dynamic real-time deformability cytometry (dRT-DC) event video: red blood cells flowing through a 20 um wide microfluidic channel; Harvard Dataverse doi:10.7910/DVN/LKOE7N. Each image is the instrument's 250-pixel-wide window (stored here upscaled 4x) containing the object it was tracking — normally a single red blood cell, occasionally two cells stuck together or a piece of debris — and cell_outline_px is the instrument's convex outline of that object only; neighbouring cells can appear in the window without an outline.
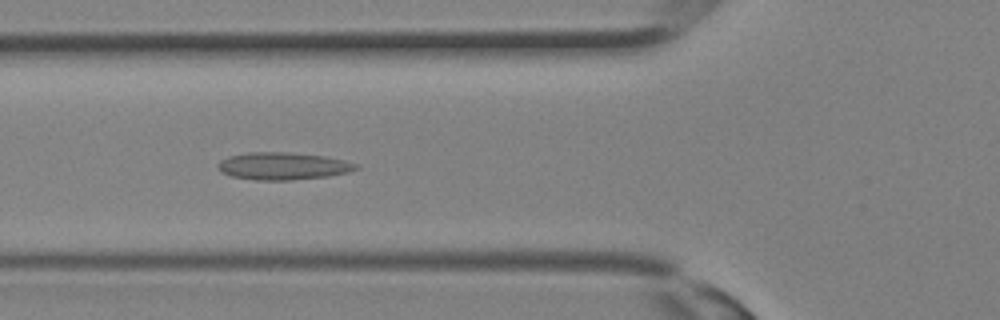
{"species": "Egyptian fruit bat (a non-hibernating species)", "species_latin": "Rousettus aegyptiacus", "temperature_condition": "room temperature", "stored_images_in_passage": 22, "camera_frame_rate_fps": 3000, "um_per_image_px": 0.085, "animal": {"sex": "female"}, "frame": {"image": 1, "passage_image": 3, "time_ms": 0.667, "image_size_px": [1000, 320], "cell_outline_px": [[360, 168], [348, 172], [328, 176], [292, 180], [252, 180], [232, 176], [220, 172], [216, 164], [220, 160], [228, 156], [248, 152], [288, 152], [324, 156], [344, 160], [360, 164]], "centroid_in_image_um": [24.04, 14.11], "position_along_channel_um": 101.8, "area_um2": 22.25}}
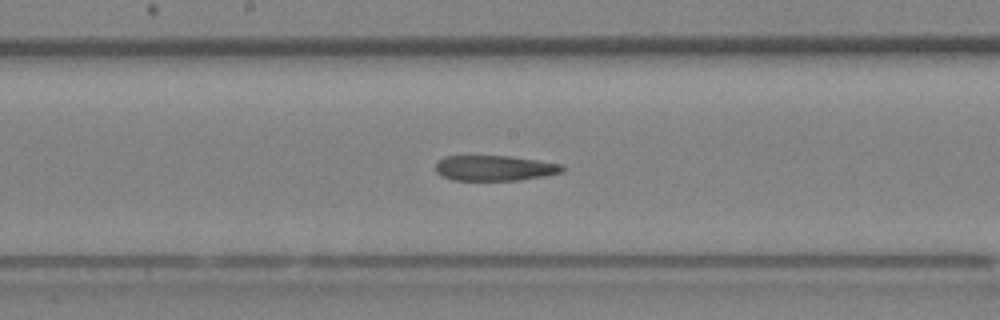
{"frame": {"image": 2, "passage_image": 8, "time_ms": 2.333, "image_size_px": [1000, 320], "cell_outline_px": [[568, 168], [564, 172], [544, 176], [520, 180], [452, 180], [440, 176], [436, 172], [436, 164], [444, 156], [512, 156], [564, 164]], "centroid_in_image_um": [42.11, 14.29], "position_along_channel_um": 206.1, "area_um2": 19.02}}
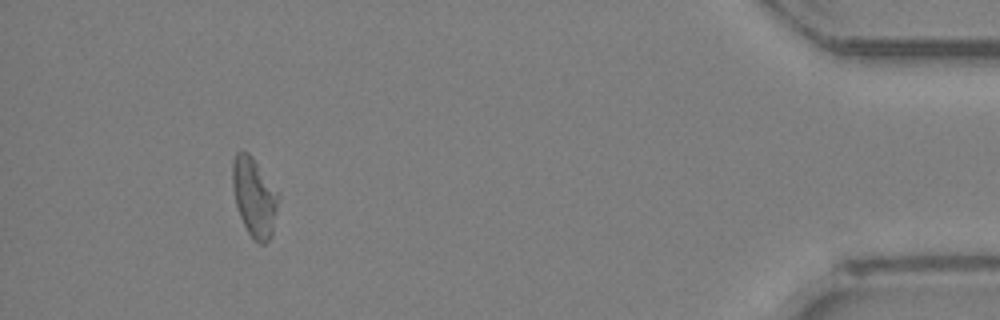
{"frame": {"image": 3, "passage_image": 21, "time_ms": 6.667, "image_size_px": [1000, 320], "cell_outline_px": [[280, 196], [272, 236], [264, 244], [260, 244], [248, 232], [240, 216], [236, 204], [232, 184], [232, 160], [236, 152], [240, 148], [248, 152], [252, 156], [280, 192]], "centroid_in_image_um": [21.63, 16.69], "position_along_channel_um": 413.6, "area_um2": 21.5}}